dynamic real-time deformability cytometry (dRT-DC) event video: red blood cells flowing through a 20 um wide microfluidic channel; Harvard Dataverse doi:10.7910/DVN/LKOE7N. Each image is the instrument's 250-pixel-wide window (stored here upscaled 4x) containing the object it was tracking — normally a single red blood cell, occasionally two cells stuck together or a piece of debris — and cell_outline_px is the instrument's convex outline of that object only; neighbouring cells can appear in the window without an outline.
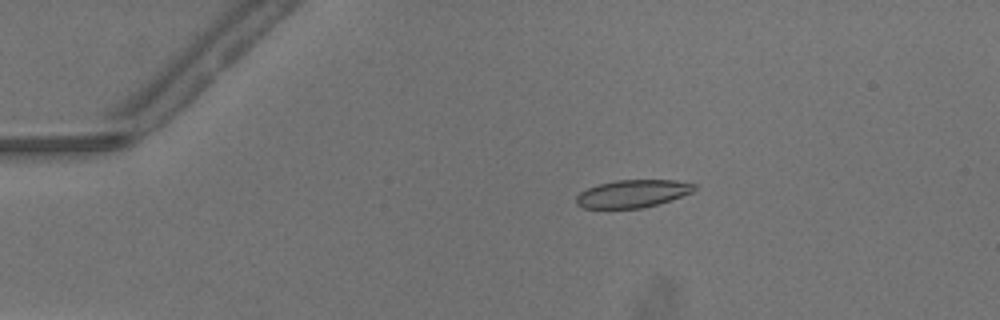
{"species": "common noctule bat (a hibernating species)", "species_latin": "Nyctalus noctula", "temperature_condition": "warm", "stored_images_in_passage": 51, "camera_frame_rate_fps": 3000, "um_per_image_px": 0.085, "animal": {"sex": "male", "body_mass_g": 13.3}, "frame": {"image": 1, "passage_image": 11, "time_ms": 3.333, "image_size_px": [1000, 320], "cell_outline_px": [[696, 188], [692, 192], [656, 204], [640, 208], [584, 208], [576, 204], [576, 196], [580, 192], [588, 188], [600, 184], [616, 180], [676, 180], [696, 184]], "centroid_in_image_um": [53.75, 16.45], "position_along_channel_um": 31.2, "area_um2": 18.79}}
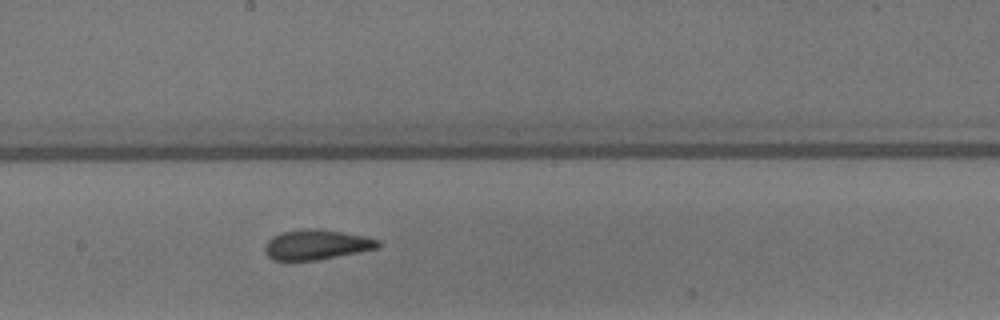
{"frame": {"image": 2, "passage_image": 29, "time_ms": 9.333, "image_size_px": [1000, 320], "cell_outline_px": [[380, 248], [360, 252], [316, 260], [272, 260], [264, 252], [264, 248], [268, 240], [272, 236], [280, 232], [308, 228], [316, 228], [368, 236], [380, 240]], "centroid_in_image_um": [26.92, 20.79], "position_along_channel_um": 221.3, "area_um2": 20.0}}
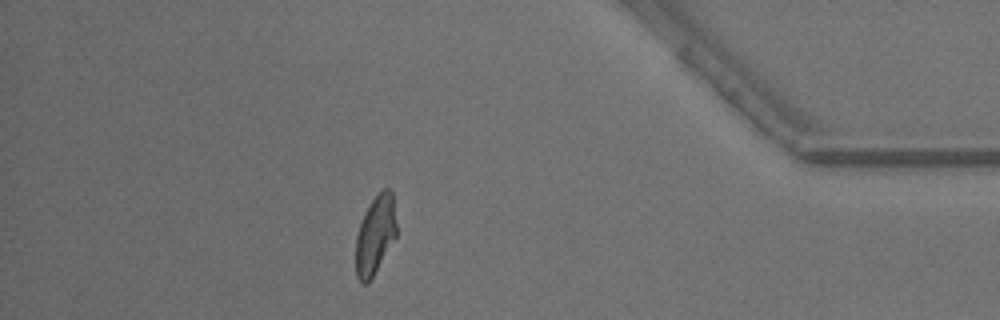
{"frame": {"image": 3, "passage_image": 45, "time_ms": 14.667, "image_size_px": [1000, 320], "cell_outline_px": [[396, 236], [368, 284], [360, 284], [356, 276], [356, 236], [360, 224], [372, 200], [384, 188], [388, 188], [392, 192], [396, 224]], "centroid_in_image_um": [31.88, 20.02], "position_along_channel_um": 403.3, "area_um2": 18.32}, "authors_computed_cell_mechanics": {"area_um2": 19.7098, "velocity_mm_per_s": 4.1916, "shape_relaxation_time_tau1_ms": 4.2461, "shape_relaxation_time_tau2_ms": 1.2524, "deformation_change_tau1": 0.1554, "deformation_change_tau2": 0.0929}}